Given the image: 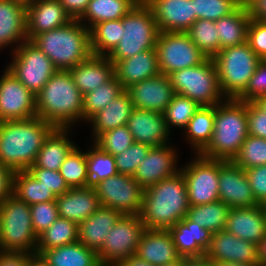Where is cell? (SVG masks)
I'll list each match as a JSON object with an SVG mask.
<instances>
[{
    "instance_id": "1",
    "label": "cell",
    "mask_w": 266,
    "mask_h": 266,
    "mask_svg": "<svg viewBox=\"0 0 266 266\" xmlns=\"http://www.w3.org/2000/svg\"><path fill=\"white\" fill-rule=\"evenodd\" d=\"M54 129L37 116L0 122V162L14 171L28 170Z\"/></svg>"
},
{
    "instance_id": "2",
    "label": "cell",
    "mask_w": 266,
    "mask_h": 266,
    "mask_svg": "<svg viewBox=\"0 0 266 266\" xmlns=\"http://www.w3.org/2000/svg\"><path fill=\"white\" fill-rule=\"evenodd\" d=\"M187 187L181 170L143 192L139 213L146 229H169L187 216Z\"/></svg>"
},
{
    "instance_id": "3",
    "label": "cell",
    "mask_w": 266,
    "mask_h": 266,
    "mask_svg": "<svg viewBox=\"0 0 266 266\" xmlns=\"http://www.w3.org/2000/svg\"><path fill=\"white\" fill-rule=\"evenodd\" d=\"M37 117L55 128H72L83 122V94L69 70H58L36 95Z\"/></svg>"
},
{
    "instance_id": "4",
    "label": "cell",
    "mask_w": 266,
    "mask_h": 266,
    "mask_svg": "<svg viewBox=\"0 0 266 266\" xmlns=\"http://www.w3.org/2000/svg\"><path fill=\"white\" fill-rule=\"evenodd\" d=\"M214 125L212 139L200 155L232 161L249 135L247 102L225 99L215 105Z\"/></svg>"
},
{
    "instance_id": "5",
    "label": "cell",
    "mask_w": 266,
    "mask_h": 266,
    "mask_svg": "<svg viewBox=\"0 0 266 266\" xmlns=\"http://www.w3.org/2000/svg\"><path fill=\"white\" fill-rule=\"evenodd\" d=\"M57 70H69L92 55L90 30L79 20L34 36L30 40Z\"/></svg>"
},
{
    "instance_id": "6",
    "label": "cell",
    "mask_w": 266,
    "mask_h": 266,
    "mask_svg": "<svg viewBox=\"0 0 266 266\" xmlns=\"http://www.w3.org/2000/svg\"><path fill=\"white\" fill-rule=\"evenodd\" d=\"M213 60L226 99H237L244 92L261 61L247 42L222 49Z\"/></svg>"
},
{
    "instance_id": "7",
    "label": "cell",
    "mask_w": 266,
    "mask_h": 266,
    "mask_svg": "<svg viewBox=\"0 0 266 266\" xmlns=\"http://www.w3.org/2000/svg\"><path fill=\"white\" fill-rule=\"evenodd\" d=\"M123 37L107 56L115 64L138 53L155 49L159 34L151 8L145 2H139L122 18Z\"/></svg>"
},
{
    "instance_id": "8",
    "label": "cell",
    "mask_w": 266,
    "mask_h": 266,
    "mask_svg": "<svg viewBox=\"0 0 266 266\" xmlns=\"http://www.w3.org/2000/svg\"><path fill=\"white\" fill-rule=\"evenodd\" d=\"M30 214V205L15 195L0 203L1 250L36 253L38 236Z\"/></svg>"
},
{
    "instance_id": "9",
    "label": "cell",
    "mask_w": 266,
    "mask_h": 266,
    "mask_svg": "<svg viewBox=\"0 0 266 266\" xmlns=\"http://www.w3.org/2000/svg\"><path fill=\"white\" fill-rule=\"evenodd\" d=\"M169 78L176 94L188 97L202 107L215 106L226 99L221 92L212 58L197 66L174 71Z\"/></svg>"
},
{
    "instance_id": "10",
    "label": "cell",
    "mask_w": 266,
    "mask_h": 266,
    "mask_svg": "<svg viewBox=\"0 0 266 266\" xmlns=\"http://www.w3.org/2000/svg\"><path fill=\"white\" fill-rule=\"evenodd\" d=\"M7 69L35 96L58 70L53 62L30 40L10 52Z\"/></svg>"
},
{
    "instance_id": "11",
    "label": "cell",
    "mask_w": 266,
    "mask_h": 266,
    "mask_svg": "<svg viewBox=\"0 0 266 266\" xmlns=\"http://www.w3.org/2000/svg\"><path fill=\"white\" fill-rule=\"evenodd\" d=\"M145 230L146 226L139 215H122L97 251L100 264L115 266L118 262L136 254Z\"/></svg>"
},
{
    "instance_id": "12",
    "label": "cell",
    "mask_w": 266,
    "mask_h": 266,
    "mask_svg": "<svg viewBox=\"0 0 266 266\" xmlns=\"http://www.w3.org/2000/svg\"><path fill=\"white\" fill-rule=\"evenodd\" d=\"M155 50L161 74L202 64L205 56L186 32H159Z\"/></svg>"
},
{
    "instance_id": "13",
    "label": "cell",
    "mask_w": 266,
    "mask_h": 266,
    "mask_svg": "<svg viewBox=\"0 0 266 266\" xmlns=\"http://www.w3.org/2000/svg\"><path fill=\"white\" fill-rule=\"evenodd\" d=\"M180 170L186 182L189 206L219 201V160L194 154Z\"/></svg>"
},
{
    "instance_id": "14",
    "label": "cell",
    "mask_w": 266,
    "mask_h": 266,
    "mask_svg": "<svg viewBox=\"0 0 266 266\" xmlns=\"http://www.w3.org/2000/svg\"><path fill=\"white\" fill-rule=\"evenodd\" d=\"M100 205L123 215H139L144 189L129 175L117 174L94 186Z\"/></svg>"
},
{
    "instance_id": "15",
    "label": "cell",
    "mask_w": 266,
    "mask_h": 266,
    "mask_svg": "<svg viewBox=\"0 0 266 266\" xmlns=\"http://www.w3.org/2000/svg\"><path fill=\"white\" fill-rule=\"evenodd\" d=\"M0 77V122L37 116L36 96L7 68Z\"/></svg>"
},
{
    "instance_id": "16",
    "label": "cell",
    "mask_w": 266,
    "mask_h": 266,
    "mask_svg": "<svg viewBox=\"0 0 266 266\" xmlns=\"http://www.w3.org/2000/svg\"><path fill=\"white\" fill-rule=\"evenodd\" d=\"M219 200L229 208L260 205L251 190L245 170L232 161L219 160Z\"/></svg>"
},
{
    "instance_id": "17",
    "label": "cell",
    "mask_w": 266,
    "mask_h": 266,
    "mask_svg": "<svg viewBox=\"0 0 266 266\" xmlns=\"http://www.w3.org/2000/svg\"><path fill=\"white\" fill-rule=\"evenodd\" d=\"M175 148L172 143L150 148L133 175L144 190L180 171L177 160L180 155Z\"/></svg>"
},
{
    "instance_id": "18",
    "label": "cell",
    "mask_w": 266,
    "mask_h": 266,
    "mask_svg": "<svg viewBox=\"0 0 266 266\" xmlns=\"http://www.w3.org/2000/svg\"><path fill=\"white\" fill-rule=\"evenodd\" d=\"M204 259L213 262L258 263L257 245L242 240L226 230L212 234Z\"/></svg>"
},
{
    "instance_id": "19",
    "label": "cell",
    "mask_w": 266,
    "mask_h": 266,
    "mask_svg": "<svg viewBox=\"0 0 266 266\" xmlns=\"http://www.w3.org/2000/svg\"><path fill=\"white\" fill-rule=\"evenodd\" d=\"M134 108L163 113L176 94L169 76L155 77L137 82L126 89Z\"/></svg>"
},
{
    "instance_id": "20",
    "label": "cell",
    "mask_w": 266,
    "mask_h": 266,
    "mask_svg": "<svg viewBox=\"0 0 266 266\" xmlns=\"http://www.w3.org/2000/svg\"><path fill=\"white\" fill-rule=\"evenodd\" d=\"M127 127L136 143L151 147L170 143L171 133L167 129L163 113L134 108Z\"/></svg>"
},
{
    "instance_id": "21",
    "label": "cell",
    "mask_w": 266,
    "mask_h": 266,
    "mask_svg": "<svg viewBox=\"0 0 266 266\" xmlns=\"http://www.w3.org/2000/svg\"><path fill=\"white\" fill-rule=\"evenodd\" d=\"M159 32H186L194 22L193 0H147Z\"/></svg>"
},
{
    "instance_id": "22",
    "label": "cell",
    "mask_w": 266,
    "mask_h": 266,
    "mask_svg": "<svg viewBox=\"0 0 266 266\" xmlns=\"http://www.w3.org/2000/svg\"><path fill=\"white\" fill-rule=\"evenodd\" d=\"M72 21L59 0H34L26 7V34L34 36L67 25Z\"/></svg>"
},
{
    "instance_id": "23",
    "label": "cell",
    "mask_w": 266,
    "mask_h": 266,
    "mask_svg": "<svg viewBox=\"0 0 266 266\" xmlns=\"http://www.w3.org/2000/svg\"><path fill=\"white\" fill-rule=\"evenodd\" d=\"M168 230L178 253L182 257L204 259L213 233L191 221L187 216Z\"/></svg>"
},
{
    "instance_id": "24",
    "label": "cell",
    "mask_w": 266,
    "mask_h": 266,
    "mask_svg": "<svg viewBox=\"0 0 266 266\" xmlns=\"http://www.w3.org/2000/svg\"><path fill=\"white\" fill-rule=\"evenodd\" d=\"M225 230L258 245L266 236V220L262 206L230 208Z\"/></svg>"
},
{
    "instance_id": "25",
    "label": "cell",
    "mask_w": 266,
    "mask_h": 266,
    "mask_svg": "<svg viewBox=\"0 0 266 266\" xmlns=\"http://www.w3.org/2000/svg\"><path fill=\"white\" fill-rule=\"evenodd\" d=\"M135 255L153 266L172 263L182 257L168 229H146Z\"/></svg>"
},
{
    "instance_id": "26",
    "label": "cell",
    "mask_w": 266,
    "mask_h": 266,
    "mask_svg": "<svg viewBox=\"0 0 266 266\" xmlns=\"http://www.w3.org/2000/svg\"><path fill=\"white\" fill-rule=\"evenodd\" d=\"M59 217L79 225L91 216L101 205L94 187L70 188L55 199Z\"/></svg>"
},
{
    "instance_id": "27",
    "label": "cell",
    "mask_w": 266,
    "mask_h": 266,
    "mask_svg": "<svg viewBox=\"0 0 266 266\" xmlns=\"http://www.w3.org/2000/svg\"><path fill=\"white\" fill-rule=\"evenodd\" d=\"M26 40V7L11 0H0V50L13 46L10 50L13 52Z\"/></svg>"
},
{
    "instance_id": "28",
    "label": "cell",
    "mask_w": 266,
    "mask_h": 266,
    "mask_svg": "<svg viewBox=\"0 0 266 266\" xmlns=\"http://www.w3.org/2000/svg\"><path fill=\"white\" fill-rule=\"evenodd\" d=\"M78 90L87 94L108 82L114 74V64L107 56L91 55L89 58L69 69Z\"/></svg>"
},
{
    "instance_id": "29",
    "label": "cell",
    "mask_w": 266,
    "mask_h": 266,
    "mask_svg": "<svg viewBox=\"0 0 266 266\" xmlns=\"http://www.w3.org/2000/svg\"><path fill=\"white\" fill-rule=\"evenodd\" d=\"M114 74L126 90L133 84L160 74L157 53L149 49L114 64Z\"/></svg>"
},
{
    "instance_id": "30",
    "label": "cell",
    "mask_w": 266,
    "mask_h": 266,
    "mask_svg": "<svg viewBox=\"0 0 266 266\" xmlns=\"http://www.w3.org/2000/svg\"><path fill=\"white\" fill-rule=\"evenodd\" d=\"M122 215L115 209L100 206L78 225L79 242L97 252L102 247L110 229Z\"/></svg>"
},
{
    "instance_id": "31",
    "label": "cell",
    "mask_w": 266,
    "mask_h": 266,
    "mask_svg": "<svg viewBox=\"0 0 266 266\" xmlns=\"http://www.w3.org/2000/svg\"><path fill=\"white\" fill-rule=\"evenodd\" d=\"M71 132L72 128H55L44 140L34 165L38 168L59 171L67 155L77 145L68 137Z\"/></svg>"
},
{
    "instance_id": "32",
    "label": "cell",
    "mask_w": 266,
    "mask_h": 266,
    "mask_svg": "<svg viewBox=\"0 0 266 266\" xmlns=\"http://www.w3.org/2000/svg\"><path fill=\"white\" fill-rule=\"evenodd\" d=\"M134 110L129 93L125 90L110 104L92 116L87 123L91 125V140L99 134L117 127L127 125L128 119Z\"/></svg>"
},
{
    "instance_id": "33",
    "label": "cell",
    "mask_w": 266,
    "mask_h": 266,
    "mask_svg": "<svg viewBox=\"0 0 266 266\" xmlns=\"http://www.w3.org/2000/svg\"><path fill=\"white\" fill-rule=\"evenodd\" d=\"M250 18L243 3L232 13L215 21L220 51L247 42Z\"/></svg>"
},
{
    "instance_id": "34",
    "label": "cell",
    "mask_w": 266,
    "mask_h": 266,
    "mask_svg": "<svg viewBox=\"0 0 266 266\" xmlns=\"http://www.w3.org/2000/svg\"><path fill=\"white\" fill-rule=\"evenodd\" d=\"M41 255L49 266H102L97 252L79 241L44 250Z\"/></svg>"
},
{
    "instance_id": "35",
    "label": "cell",
    "mask_w": 266,
    "mask_h": 266,
    "mask_svg": "<svg viewBox=\"0 0 266 266\" xmlns=\"http://www.w3.org/2000/svg\"><path fill=\"white\" fill-rule=\"evenodd\" d=\"M215 106H201L188 122L183 138L193 154H200L210 143L214 130Z\"/></svg>"
},
{
    "instance_id": "36",
    "label": "cell",
    "mask_w": 266,
    "mask_h": 266,
    "mask_svg": "<svg viewBox=\"0 0 266 266\" xmlns=\"http://www.w3.org/2000/svg\"><path fill=\"white\" fill-rule=\"evenodd\" d=\"M138 3L137 0H91L79 21L90 29L103 21L122 19Z\"/></svg>"
},
{
    "instance_id": "37",
    "label": "cell",
    "mask_w": 266,
    "mask_h": 266,
    "mask_svg": "<svg viewBox=\"0 0 266 266\" xmlns=\"http://www.w3.org/2000/svg\"><path fill=\"white\" fill-rule=\"evenodd\" d=\"M92 55L108 56L123 37L122 19L103 21L90 29Z\"/></svg>"
},
{
    "instance_id": "38",
    "label": "cell",
    "mask_w": 266,
    "mask_h": 266,
    "mask_svg": "<svg viewBox=\"0 0 266 266\" xmlns=\"http://www.w3.org/2000/svg\"><path fill=\"white\" fill-rule=\"evenodd\" d=\"M79 241L78 225L71 220L58 217L43 233L38 236L36 253L61 247Z\"/></svg>"
},
{
    "instance_id": "39",
    "label": "cell",
    "mask_w": 266,
    "mask_h": 266,
    "mask_svg": "<svg viewBox=\"0 0 266 266\" xmlns=\"http://www.w3.org/2000/svg\"><path fill=\"white\" fill-rule=\"evenodd\" d=\"M13 195L30 206L53 201L57 197L51 189L39 182L27 170L15 171Z\"/></svg>"
},
{
    "instance_id": "40",
    "label": "cell",
    "mask_w": 266,
    "mask_h": 266,
    "mask_svg": "<svg viewBox=\"0 0 266 266\" xmlns=\"http://www.w3.org/2000/svg\"><path fill=\"white\" fill-rule=\"evenodd\" d=\"M230 208L222 201L190 206L187 217L211 233L225 230Z\"/></svg>"
},
{
    "instance_id": "41",
    "label": "cell",
    "mask_w": 266,
    "mask_h": 266,
    "mask_svg": "<svg viewBox=\"0 0 266 266\" xmlns=\"http://www.w3.org/2000/svg\"><path fill=\"white\" fill-rule=\"evenodd\" d=\"M125 91L115 75L97 89L83 95V123Z\"/></svg>"
},
{
    "instance_id": "42",
    "label": "cell",
    "mask_w": 266,
    "mask_h": 266,
    "mask_svg": "<svg viewBox=\"0 0 266 266\" xmlns=\"http://www.w3.org/2000/svg\"><path fill=\"white\" fill-rule=\"evenodd\" d=\"M190 39L208 58H214L220 52V43L215 21L197 19L186 31Z\"/></svg>"
},
{
    "instance_id": "43",
    "label": "cell",
    "mask_w": 266,
    "mask_h": 266,
    "mask_svg": "<svg viewBox=\"0 0 266 266\" xmlns=\"http://www.w3.org/2000/svg\"><path fill=\"white\" fill-rule=\"evenodd\" d=\"M60 174L70 188L89 186L87 172V150H82L77 145L67 155L62 163Z\"/></svg>"
},
{
    "instance_id": "44",
    "label": "cell",
    "mask_w": 266,
    "mask_h": 266,
    "mask_svg": "<svg viewBox=\"0 0 266 266\" xmlns=\"http://www.w3.org/2000/svg\"><path fill=\"white\" fill-rule=\"evenodd\" d=\"M200 107L198 103L188 97L175 94L163 112L168 131L172 134V129L176 127L182 129V132Z\"/></svg>"
},
{
    "instance_id": "45",
    "label": "cell",
    "mask_w": 266,
    "mask_h": 266,
    "mask_svg": "<svg viewBox=\"0 0 266 266\" xmlns=\"http://www.w3.org/2000/svg\"><path fill=\"white\" fill-rule=\"evenodd\" d=\"M87 172L89 186L94 187L99 182L118 174L115 158L91 143L87 149Z\"/></svg>"
},
{
    "instance_id": "46",
    "label": "cell",
    "mask_w": 266,
    "mask_h": 266,
    "mask_svg": "<svg viewBox=\"0 0 266 266\" xmlns=\"http://www.w3.org/2000/svg\"><path fill=\"white\" fill-rule=\"evenodd\" d=\"M232 162L244 170L266 164V139L248 135Z\"/></svg>"
},
{
    "instance_id": "47",
    "label": "cell",
    "mask_w": 266,
    "mask_h": 266,
    "mask_svg": "<svg viewBox=\"0 0 266 266\" xmlns=\"http://www.w3.org/2000/svg\"><path fill=\"white\" fill-rule=\"evenodd\" d=\"M91 142L101 151L114 157L130 147L135 141L127 125H124L102 132Z\"/></svg>"
},
{
    "instance_id": "48",
    "label": "cell",
    "mask_w": 266,
    "mask_h": 266,
    "mask_svg": "<svg viewBox=\"0 0 266 266\" xmlns=\"http://www.w3.org/2000/svg\"><path fill=\"white\" fill-rule=\"evenodd\" d=\"M242 0H193L194 22L197 19L217 21L232 13Z\"/></svg>"
},
{
    "instance_id": "49",
    "label": "cell",
    "mask_w": 266,
    "mask_h": 266,
    "mask_svg": "<svg viewBox=\"0 0 266 266\" xmlns=\"http://www.w3.org/2000/svg\"><path fill=\"white\" fill-rule=\"evenodd\" d=\"M151 146L134 142L130 147L115 155V163L118 174L132 176L138 165L144 160Z\"/></svg>"
},
{
    "instance_id": "50",
    "label": "cell",
    "mask_w": 266,
    "mask_h": 266,
    "mask_svg": "<svg viewBox=\"0 0 266 266\" xmlns=\"http://www.w3.org/2000/svg\"><path fill=\"white\" fill-rule=\"evenodd\" d=\"M30 209L32 226L37 236L48 229L59 217L55 200L33 204Z\"/></svg>"
},
{
    "instance_id": "51",
    "label": "cell",
    "mask_w": 266,
    "mask_h": 266,
    "mask_svg": "<svg viewBox=\"0 0 266 266\" xmlns=\"http://www.w3.org/2000/svg\"><path fill=\"white\" fill-rule=\"evenodd\" d=\"M261 96H266V60H261L258 63L246 89L237 100L252 102Z\"/></svg>"
},
{
    "instance_id": "52",
    "label": "cell",
    "mask_w": 266,
    "mask_h": 266,
    "mask_svg": "<svg viewBox=\"0 0 266 266\" xmlns=\"http://www.w3.org/2000/svg\"><path fill=\"white\" fill-rule=\"evenodd\" d=\"M27 171L48 189H51L56 196L62 195L70 189L59 171L38 168L35 165Z\"/></svg>"
},
{
    "instance_id": "53",
    "label": "cell",
    "mask_w": 266,
    "mask_h": 266,
    "mask_svg": "<svg viewBox=\"0 0 266 266\" xmlns=\"http://www.w3.org/2000/svg\"><path fill=\"white\" fill-rule=\"evenodd\" d=\"M247 43L261 60H266V22L250 20Z\"/></svg>"
},
{
    "instance_id": "54",
    "label": "cell",
    "mask_w": 266,
    "mask_h": 266,
    "mask_svg": "<svg viewBox=\"0 0 266 266\" xmlns=\"http://www.w3.org/2000/svg\"><path fill=\"white\" fill-rule=\"evenodd\" d=\"M256 201L266 203V164L245 170Z\"/></svg>"
},
{
    "instance_id": "55",
    "label": "cell",
    "mask_w": 266,
    "mask_h": 266,
    "mask_svg": "<svg viewBox=\"0 0 266 266\" xmlns=\"http://www.w3.org/2000/svg\"><path fill=\"white\" fill-rule=\"evenodd\" d=\"M247 119L249 135L266 139V113L247 102Z\"/></svg>"
},
{
    "instance_id": "56",
    "label": "cell",
    "mask_w": 266,
    "mask_h": 266,
    "mask_svg": "<svg viewBox=\"0 0 266 266\" xmlns=\"http://www.w3.org/2000/svg\"><path fill=\"white\" fill-rule=\"evenodd\" d=\"M14 173L0 162V203L13 195Z\"/></svg>"
},
{
    "instance_id": "57",
    "label": "cell",
    "mask_w": 266,
    "mask_h": 266,
    "mask_svg": "<svg viewBox=\"0 0 266 266\" xmlns=\"http://www.w3.org/2000/svg\"><path fill=\"white\" fill-rule=\"evenodd\" d=\"M30 253L0 249V266H27Z\"/></svg>"
},
{
    "instance_id": "58",
    "label": "cell",
    "mask_w": 266,
    "mask_h": 266,
    "mask_svg": "<svg viewBox=\"0 0 266 266\" xmlns=\"http://www.w3.org/2000/svg\"><path fill=\"white\" fill-rule=\"evenodd\" d=\"M91 0H59L72 20H79L85 13Z\"/></svg>"
},
{
    "instance_id": "59",
    "label": "cell",
    "mask_w": 266,
    "mask_h": 266,
    "mask_svg": "<svg viewBox=\"0 0 266 266\" xmlns=\"http://www.w3.org/2000/svg\"><path fill=\"white\" fill-rule=\"evenodd\" d=\"M249 18L266 22V0H242Z\"/></svg>"
},
{
    "instance_id": "60",
    "label": "cell",
    "mask_w": 266,
    "mask_h": 266,
    "mask_svg": "<svg viewBox=\"0 0 266 266\" xmlns=\"http://www.w3.org/2000/svg\"><path fill=\"white\" fill-rule=\"evenodd\" d=\"M115 266H153L147 261L140 259L138 256L131 255L129 258H126L118 262Z\"/></svg>"
},
{
    "instance_id": "61",
    "label": "cell",
    "mask_w": 266,
    "mask_h": 266,
    "mask_svg": "<svg viewBox=\"0 0 266 266\" xmlns=\"http://www.w3.org/2000/svg\"><path fill=\"white\" fill-rule=\"evenodd\" d=\"M258 250V263L261 266H266V236L262 238L260 243L257 245Z\"/></svg>"
},
{
    "instance_id": "62",
    "label": "cell",
    "mask_w": 266,
    "mask_h": 266,
    "mask_svg": "<svg viewBox=\"0 0 266 266\" xmlns=\"http://www.w3.org/2000/svg\"><path fill=\"white\" fill-rule=\"evenodd\" d=\"M27 266H49L41 254L30 253V259Z\"/></svg>"
},
{
    "instance_id": "63",
    "label": "cell",
    "mask_w": 266,
    "mask_h": 266,
    "mask_svg": "<svg viewBox=\"0 0 266 266\" xmlns=\"http://www.w3.org/2000/svg\"><path fill=\"white\" fill-rule=\"evenodd\" d=\"M185 266H215L206 259H190Z\"/></svg>"
},
{
    "instance_id": "64",
    "label": "cell",
    "mask_w": 266,
    "mask_h": 266,
    "mask_svg": "<svg viewBox=\"0 0 266 266\" xmlns=\"http://www.w3.org/2000/svg\"><path fill=\"white\" fill-rule=\"evenodd\" d=\"M252 103L262 112L266 113V96H261L252 101Z\"/></svg>"
},
{
    "instance_id": "65",
    "label": "cell",
    "mask_w": 266,
    "mask_h": 266,
    "mask_svg": "<svg viewBox=\"0 0 266 266\" xmlns=\"http://www.w3.org/2000/svg\"><path fill=\"white\" fill-rule=\"evenodd\" d=\"M215 266H261L259 263L256 264H242L236 262H213Z\"/></svg>"
},
{
    "instance_id": "66",
    "label": "cell",
    "mask_w": 266,
    "mask_h": 266,
    "mask_svg": "<svg viewBox=\"0 0 266 266\" xmlns=\"http://www.w3.org/2000/svg\"><path fill=\"white\" fill-rule=\"evenodd\" d=\"M189 260V258L181 257L179 260H176L172 263L164 264L162 266H185Z\"/></svg>"
},
{
    "instance_id": "67",
    "label": "cell",
    "mask_w": 266,
    "mask_h": 266,
    "mask_svg": "<svg viewBox=\"0 0 266 266\" xmlns=\"http://www.w3.org/2000/svg\"><path fill=\"white\" fill-rule=\"evenodd\" d=\"M13 2H17L21 5H24L25 7H27L29 4H31L34 0H11Z\"/></svg>"
},
{
    "instance_id": "68",
    "label": "cell",
    "mask_w": 266,
    "mask_h": 266,
    "mask_svg": "<svg viewBox=\"0 0 266 266\" xmlns=\"http://www.w3.org/2000/svg\"><path fill=\"white\" fill-rule=\"evenodd\" d=\"M262 209L264 211V216H265V220H266V203L262 204Z\"/></svg>"
},
{
    "instance_id": "69",
    "label": "cell",
    "mask_w": 266,
    "mask_h": 266,
    "mask_svg": "<svg viewBox=\"0 0 266 266\" xmlns=\"http://www.w3.org/2000/svg\"><path fill=\"white\" fill-rule=\"evenodd\" d=\"M138 2H146L147 0H137Z\"/></svg>"
}]
</instances>
